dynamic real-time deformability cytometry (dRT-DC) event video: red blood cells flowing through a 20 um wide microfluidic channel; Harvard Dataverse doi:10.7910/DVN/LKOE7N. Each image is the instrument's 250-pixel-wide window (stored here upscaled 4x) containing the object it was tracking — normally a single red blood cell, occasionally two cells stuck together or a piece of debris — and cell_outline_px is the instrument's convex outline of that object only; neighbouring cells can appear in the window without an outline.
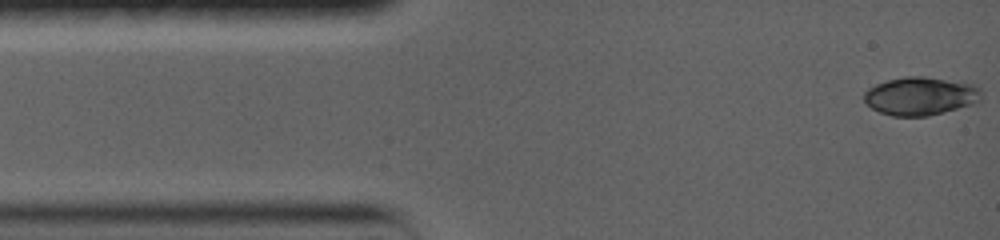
{"species": "common noctule bat (a hibernating species)", "species_latin": "Nyctalus noctula", "temperature_condition": "warm", "stored_images_in_passage": 12, "camera_frame_rate_fps": 5000, "um_per_image_px": 0.085, "animal": {"sex": "female", "body_mass_g": 19.0, "forearm_length_mm": 56.7}, "frame": {"image": 1, "passage_image": 1, "time_ms": 0.0, "image_size_px": [1000, 240], "cell_outline_px": [[980, 100], [972, 104], [944, 112], [928, 116], [892, 116], [880, 112], [872, 108], [864, 100], [864, 92], [868, 88], [876, 84], [888, 80], [904, 76], [924, 76], [972, 84], [980, 88]], "centroid_in_image_um": [78.21, 8.16], "position_along_channel_um": 6.8, "area_um2": 25.95}}
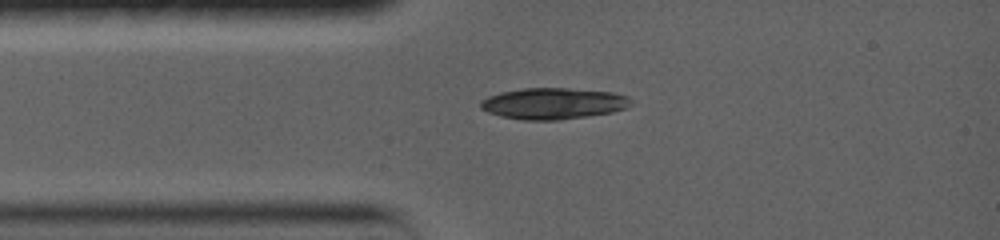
{"frame": {"image": 2, "passage_image": 12, "time_ms": 2.8, "image_size_px": [1000, 240], "cell_outline_px": [[632, 104], [628, 108], [612, 112], [588, 116], [556, 120], [524, 120], [500, 116], [488, 112], [480, 108], [480, 100], [488, 96], [500, 92], [520, 88], [568, 88], [612, 92], [628, 96], [632, 100]], "centroid_in_image_um": [47.03, 8.79], "position_along_channel_um": 38.0, "area_um2": 27.63}}